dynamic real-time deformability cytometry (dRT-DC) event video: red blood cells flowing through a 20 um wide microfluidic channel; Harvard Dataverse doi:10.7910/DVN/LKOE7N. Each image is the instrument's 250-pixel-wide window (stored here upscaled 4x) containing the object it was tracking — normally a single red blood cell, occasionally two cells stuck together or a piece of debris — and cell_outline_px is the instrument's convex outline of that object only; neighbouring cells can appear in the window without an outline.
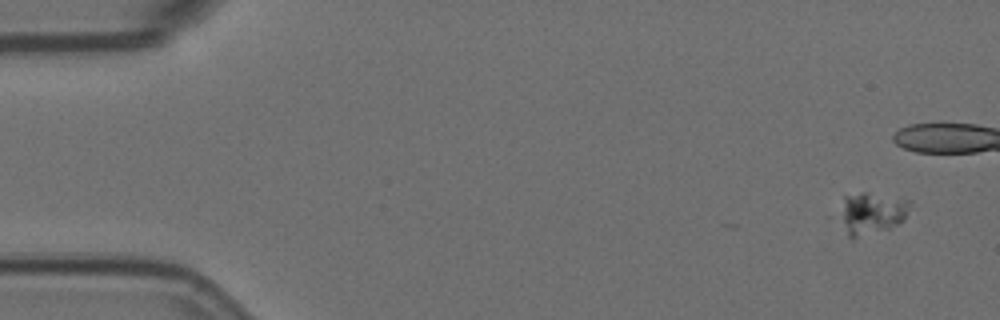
{"species": "Egyptian fruit bat (a non-hibernating species)", "species_latin": "Rousettus aegyptiacus", "temperature_condition": "room temperature", "stored_images_in_passage": 2, "camera_frame_rate_fps": 3000, "um_per_image_px": 0.085, "animal": {"sex": "female"}, "frame": {"image": 1, "passage_image": 1, "time_ms": 0.0, "image_size_px": [1000, 320], "cell_outline_px": [[912, 204], [904, 220], [900, 224], [888, 228], [856, 236], [848, 236], [844, 220], [844, 196], [860, 192], [868, 192], [908, 200]], "centroid_in_image_um": [74.21, 18.07], "position_along_channel_um": 10.8, "area_um2": 16.13}}